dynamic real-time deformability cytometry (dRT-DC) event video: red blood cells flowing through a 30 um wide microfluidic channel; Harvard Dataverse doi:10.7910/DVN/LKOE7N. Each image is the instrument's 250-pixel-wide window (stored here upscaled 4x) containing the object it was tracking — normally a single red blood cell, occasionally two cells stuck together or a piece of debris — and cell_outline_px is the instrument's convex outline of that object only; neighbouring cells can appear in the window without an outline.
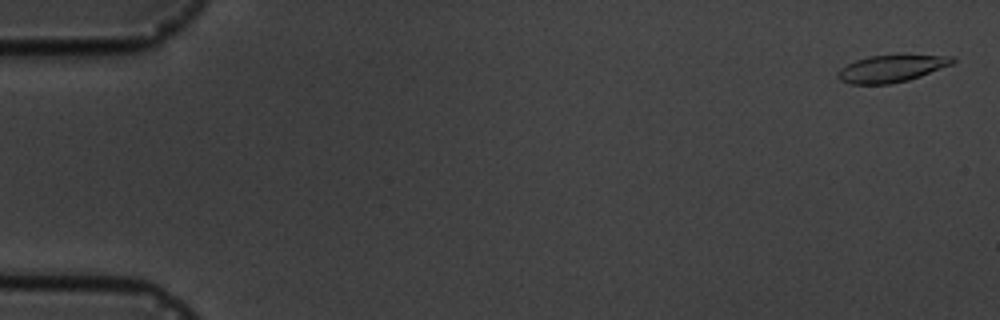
{"species": "common noctule bat (a hibernating species)", "species_latin": "Nyctalus noctula", "temperature_condition": "cold", "stored_images_in_passage": 6, "camera_frame_rate_fps": 3000, "um_per_image_px": 0.085, "animal": {"sex": "male", "body_mass_g": 19.5, "forearm_length_mm": 54.6}, "frame": {"image": 1, "passage_image": 1, "time_ms": 0.0, "image_size_px": [1000, 320], "cell_outline_px": [[956, 60], [952, 64], [920, 76], [908, 80], [888, 84], [848, 84], [840, 80], [836, 76], [836, 72], [840, 68], [856, 60], [868, 56], [952, 56]], "centroid_in_image_um": [75.7, 5.85], "position_along_channel_um": 9.3, "area_um2": 17.74}}